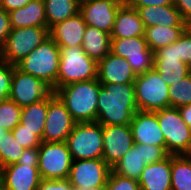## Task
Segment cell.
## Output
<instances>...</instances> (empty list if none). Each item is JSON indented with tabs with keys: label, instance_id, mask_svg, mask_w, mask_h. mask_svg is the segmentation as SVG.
Returning <instances> with one entry per match:
<instances>
[{
	"label": "cell",
	"instance_id": "6da1fadb",
	"mask_svg": "<svg viewBox=\"0 0 191 190\" xmlns=\"http://www.w3.org/2000/svg\"><path fill=\"white\" fill-rule=\"evenodd\" d=\"M96 122L102 126L130 125L138 111L134 83H101Z\"/></svg>",
	"mask_w": 191,
	"mask_h": 190
},
{
	"label": "cell",
	"instance_id": "7a4b0ae2",
	"mask_svg": "<svg viewBox=\"0 0 191 190\" xmlns=\"http://www.w3.org/2000/svg\"><path fill=\"white\" fill-rule=\"evenodd\" d=\"M101 86L96 78L57 88L54 93L76 122H95Z\"/></svg>",
	"mask_w": 191,
	"mask_h": 190
},
{
	"label": "cell",
	"instance_id": "3957f363",
	"mask_svg": "<svg viewBox=\"0 0 191 190\" xmlns=\"http://www.w3.org/2000/svg\"><path fill=\"white\" fill-rule=\"evenodd\" d=\"M59 63V46L49 36L20 61L16 67L22 72L44 81L54 92L57 89Z\"/></svg>",
	"mask_w": 191,
	"mask_h": 190
},
{
	"label": "cell",
	"instance_id": "277c9868",
	"mask_svg": "<svg viewBox=\"0 0 191 190\" xmlns=\"http://www.w3.org/2000/svg\"><path fill=\"white\" fill-rule=\"evenodd\" d=\"M60 63L57 74V88L97 78L98 63L77 47H59Z\"/></svg>",
	"mask_w": 191,
	"mask_h": 190
},
{
	"label": "cell",
	"instance_id": "5b68a950",
	"mask_svg": "<svg viewBox=\"0 0 191 190\" xmlns=\"http://www.w3.org/2000/svg\"><path fill=\"white\" fill-rule=\"evenodd\" d=\"M66 143L72 160L102 159V125L96 121L76 122Z\"/></svg>",
	"mask_w": 191,
	"mask_h": 190
},
{
	"label": "cell",
	"instance_id": "8992f818",
	"mask_svg": "<svg viewBox=\"0 0 191 190\" xmlns=\"http://www.w3.org/2000/svg\"><path fill=\"white\" fill-rule=\"evenodd\" d=\"M134 85L138 110L155 112L170 107L169 85L162 80L155 68L138 74Z\"/></svg>",
	"mask_w": 191,
	"mask_h": 190
},
{
	"label": "cell",
	"instance_id": "52a82bcc",
	"mask_svg": "<svg viewBox=\"0 0 191 190\" xmlns=\"http://www.w3.org/2000/svg\"><path fill=\"white\" fill-rule=\"evenodd\" d=\"M155 112L165 138L167 153L191 155V129L181 118L178 108H163Z\"/></svg>",
	"mask_w": 191,
	"mask_h": 190
},
{
	"label": "cell",
	"instance_id": "ba28073f",
	"mask_svg": "<svg viewBox=\"0 0 191 190\" xmlns=\"http://www.w3.org/2000/svg\"><path fill=\"white\" fill-rule=\"evenodd\" d=\"M49 36L48 27L11 29L5 44L0 48V59L16 66Z\"/></svg>",
	"mask_w": 191,
	"mask_h": 190
},
{
	"label": "cell",
	"instance_id": "9c48e42d",
	"mask_svg": "<svg viewBox=\"0 0 191 190\" xmlns=\"http://www.w3.org/2000/svg\"><path fill=\"white\" fill-rule=\"evenodd\" d=\"M38 151V171L41 179L68 178L73 160L66 142H42Z\"/></svg>",
	"mask_w": 191,
	"mask_h": 190
},
{
	"label": "cell",
	"instance_id": "30bf717a",
	"mask_svg": "<svg viewBox=\"0 0 191 190\" xmlns=\"http://www.w3.org/2000/svg\"><path fill=\"white\" fill-rule=\"evenodd\" d=\"M110 52L125 58L136 75L153 68L154 52L144 36L111 38Z\"/></svg>",
	"mask_w": 191,
	"mask_h": 190
},
{
	"label": "cell",
	"instance_id": "8fae6325",
	"mask_svg": "<svg viewBox=\"0 0 191 190\" xmlns=\"http://www.w3.org/2000/svg\"><path fill=\"white\" fill-rule=\"evenodd\" d=\"M53 92L44 81L13 68L9 99L21 108L47 98Z\"/></svg>",
	"mask_w": 191,
	"mask_h": 190
},
{
	"label": "cell",
	"instance_id": "7c38bea8",
	"mask_svg": "<svg viewBox=\"0 0 191 190\" xmlns=\"http://www.w3.org/2000/svg\"><path fill=\"white\" fill-rule=\"evenodd\" d=\"M76 121L61 100L52 92L48 96V111L42 142H66Z\"/></svg>",
	"mask_w": 191,
	"mask_h": 190
},
{
	"label": "cell",
	"instance_id": "4fadbf2b",
	"mask_svg": "<svg viewBox=\"0 0 191 190\" xmlns=\"http://www.w3.org/2000/svg\"><path fill=\"white\" fill-rule=\"evenodd\" d=\"M111 170L103 159L73 160L67 180L74 189L105 188Z\"/></svg>",
	"mask_w": 191,
	"mask_h": 190
},
{
	"label": "cell",
	"instance_id": "5bb4252c",
	"mask_svg": "<svg viewBox=\"0 0 191 190\" xmlns=\"http://www.w3.org/2000/svg\"><path fill=\"white\" fill-rule=\"evenodd\" d=\"M102 159L113 168L133 147L134 139L130 125L102 126Z\"/></svg>",
	"mask_w": 191,
	"mask_h": 190
},
{
	"label": "cell",
	"instance_id": "9a60e30c",
	"mask_svg": "<svg viewBox=\"0 0 191 190\" xmlns=\"http://www.w3.org/2000/svg\"><path fill=\"white\" fill-rule=\"evenodd\" d=\"M123 4L119 0H81L80 13L87 25L111 34L117 11Z\"/></svg>",
	"mask_w": 191,
	"mask_h": 190
},
{
	"label": "cell",
	"instance_id": "2e32d148",
	"mask_svg": "<svg viewBox=\"0 0 191 190\" xmlns=\"http://www.w3.org/2000/svg\"><path fill=\"white\" fill-rule=\"evenodd\" d=\"M153 68L167 85L176 83L191 73V68L179 58L178 40L154 52Z\"/></svg>",
	"mask_w": 191,
	"mask_h": 190
},
{
	"label": "cell",
	"instance_id": "e0dca14e",
	"mask_svg": "<svg viewBox=\"0 0 191 190\" xmlns=\"http://www.w3.org/2000/svg\"><path fill=\"white\" fill-rule=\"evenodd\" d=\"M41 180L38 167H31V164L15 163L0 168L3 190H37Z\"/></svg>",
	"mask_w": 191,
	"mask_h": 190
},
{
	"label": "cell",
	"instance_id": "ac0fdd59",
	"mask_svg": "<svg viewBox=\"0 0 191 190\" xmlns=\"http://www.w3.org/2000/svg\"><path fill=\"white\" fill-rule=\"evenodd\" d=\"M134 143L165 146V138L159 126L156 112L138 110L130 123Z\"/></svg>",
	"mask_w": 191,
	"mask_h": 190
},
{
	"label": "cell",
	"instance_id": "d6986e66",
	"mask_svg": "<svg viewBox=\"0 0 191 190\" xmlns=\"http://www.w3.org/2000/svg\"><path fill=\"white\" fill-rule=\"evenodd\" d=\"M136 76L125 58L111 52L97 65V79L100 83H134Z\"/></svg>",
	"mask_w": 191,
	"mask_h": 190
},
{
	"label": "cell",
	"instance_id": "ffe728a7",
	"mask_svg": "<svg viewBox=\"0 0 191 190\" xmlns=\"http://www.w3.org/2000/svg\"><path fill=\"white\" fill-rule=\"evenodd\" d=\"M87 24L82 14H78L54 25L50 30V37L59 47L81 46Z\"/></svg>",
	"mask_w": 191,
	"mask_h": 190
},
{
	"label": "cell",
	"instance_id": "44dd1931",
	"mask_svg": "<svg viewBox=\"0 0 191 190\" xmlns=\"http://www.w3.org/2000/svg\"><path fill=\"white\" fill-rule=\"evenodd\" d=\"M171 155L148 164L138 180L141 190H171Z\"/></svg>",
	"mask_w": 191,
	"mask_h": 190
},
{
	"label": "cell",
	"instance_id": "7402d4cb",
	"mask_svg": "<svg viewBox=\"0 0 191 190\" xmlns=\"http://www.w3.org/2000/svg\"><path fill=\"white\" fill-rule=\"evenodd\" d=\"M137 10L144 27L152 26H190L185 22L174 5L131 7Z\"/></svg>",
	"mask_w": 191,
	"mask_h": 190
},
{
	"label": "cell",
	"instance_id": "603a6c76",
	"mask_svg": "<svg viewBox=\"0 0 191 190\" xmlns=\"http://www.w3.org/2000/svg\"><path fill=\"white\" fill-rule=\"evenodd\" d=\"M11 29L47 27L43 0L29 1L24 7L8 12Z\"/></svg>",
	"mask_w": 191,
	"mask_h": 190
},
{
	"label": "cell",
	"instance_id": "cb8c5ba5",
	"mask_svg": "<svg viewBox=\"0 0 191 190\" xmlns=\"http://www.w3.org/2000/svg\"><path fill=\"white\" fill-rule=\"evenodd\" d=\"M111 38L144 36L145 27L136 9L124 3L117 11Z\"/></svg>",
	"mask_w": 191,
	"mask_h": 190
},
{
	"label": "cell",
	"instance_id": "d4e9b609",
	"mask_svg": "<svg viewBox=\"0 0 191 190\" xmlns=\"http://www.w3.org/2000/svg\"><path fill=\"white\" fill-rule=\"evenodd\" d=\"M84 52L97 63L110 53L111 35L87 25L81 44Z\"/></svg>",
	"mask_w": 191,
	"mask_h": 190
},
{
	"label": "cell",
	"instance_id": "484cf974",
	"mask_svg": "<svg viewBox=\"0 0 191 190\" xmlns=\"http://www.w3.org/2000/svg\"><path fill=\"white\" fill-rule=\"evenodd\" d=\"M145 166L143 144L134 143L133 147L112 168V171L138 181Z\"/></svg>",
	"mask_w": 191,
	"mask_h": 190
},
{
	"label": "cell",
	"instance_id": "4316f807",
	"mask_svg": "<svg viewBox=\"0 0 191 190\" xmlns=\"http://www.w3.org/2000/svg\"><path fill=\"white\" fill-rule=\"evenodd\" d=\"M189 26H152L145 27V40L149 48L155 52L162 47L177 41Z\"/></svg>",
	"mask_w": 191,
	"mask_h": 190
},
{
	"label": "cell",
	"instance_id": "83f0119b",
	"mask_svg": "<svg viewBox=\"0 0 191 190\" xmlns=\"http://www.w3.org/2000/svg\"><path fill=\"white\" fill-rule=\"evenodd\" d=\"M47 27L49 30L56 24L80 12V0H43Z\"/></svg>",
	"mask_w": 191,
	"mask_h": 190
},
{
	"label": "cell",
	"instance_id": "f1b7e54d",
	"mask_svg": "<svg viewBox=\"0 0 191 190\" xmlns=\"http://www.w3.org/2000/svg\"><path fill=\"white\" fill-rule=\"evenodd\" d=\"M48 111V97L22 108L20 124L42 139Z\"/></svg>",
	"mask_w": 191,
	"mask_h": 190
},
{
	"label": "cell",
	"instance_id": "f546056e",
	"mask_svg": "<svg viewBox=\"0 0 191 190\" xmlns=\"http://www.w3.org/2000/svg\"><path fill=\"white\" fill-rule=\"evenodd\" d=\"M171 190H191V155H171Z\"/></svg>",
	"mask_w": 191,
	"mask_h": 190
},
{
	"label": "cell",
	"instance_id": "4dcf8cb0",
	"mask_svg": "<svg viewBox=\"0 0 191 190\" xmlns=\"http://www.w3.org/2000/svg\"><path fill=\"white\" fill-rule=\"evenodd\" d=\"M25 148L13 137L12 131L0 139V168L15 164L22 156Z\"/></svg>",
	"mask_w": 191,
	"mask_h": 190
},
{
	"label": "cell",
	"instance_id": "1f68e13d",
	"mask_svg": "<svg viewBox=\"0 0 191 190\" xmlns=\"http://www.w3.org/2000/svg\"><path fill=\"white\" fill-rule=\"evenodd\" d=\"M170 107L178 108L191 104V73L169 85Z\"/></svg>",
	"mask_w": 191,
	"mask_h": 190
},
{
	"label": "cell",
	"instance_id": "d6a6232c",
	"mask_svg": "<svg viewBox=\"0 0 191 190\" xmlns=\"http://www.w3.org/2000/svg\"><path fill=\"white\" fill-rule=\"evenodd\" d=\"M22 108L14 101H0V127L12 131L21 121Z\"/></svg>",
	"mask_w": 191,
	"mask_h": 190
},
{
	"label": "cell",
	"instance_id": "836d02e7",
	"mask_svg": "<svg viewBox=\"0 0 191 190\" xmlns=\"http://www.w3.org/2000/svg\"><path fill=\"white\" fill-rule=\"evenodd\" d=\"M13 137L20 143V146L27 148H39L42 139L29 129H25L20 123L12 130Z\"/></svg>",
	"mask_w": 191,
	"mask_h": 190
},
{
	"label": "cell",
	"instance_id": "e575fe53",
	"mask_svg": "<svg viewBox=\"0 0 191 190\" xmlns=\"http://www.w3.org/2000/svg\"><path fill=\"white\" fill-rule=\"evenodd\" d=\"M104 190H141V188L137 180L120 176L111 170Z\"/></svg>",
	"mask_w": 191,
	"mask_h": 190
},
{
	"label": "cell",
	"instance_id": "d590c367",
	"mask_svg": "<svg viewBox=\"0 0 191 190\" xmlns=\"http://www.w3.org/2000/svg\"><path fill=\"white\" fill-rule=\"evenodd\" d=\"M14 67V65L0 59V101L9 99Z\"/></svg>",
	"mask_w": 191,
	"mask_h": 190
},
{
	"label": "cell",
	"instance_id": "8d00e7d4",
	"mask_svg": "<svg viewBox=\"0 0 191 190\" xmlns=\"http://www.w3.org/2000/svg\"><path fill=\"white\" fill-rule=\"evenodd\" d=\"M178 53L181 61L191 68V25L178 39Z\"/></svg>",
	"mask_w": 191,
	"mask_h": 190
},
{
	"label": "cell",
	"instance_id": "74e56055",
	"mask_svg": "<svg viewBox=\"0 0 191 190\" xmlns=\"http://www.w3.org/2000/svg\"><path fill=\"white\" fill-rule=\"evenodd\" d=\"M144 163L146 165L159 162L166 158L169 154L165 146H154L143 144Z\"/></svg>",
	"mask_w": 191,
	"mask_h": 190
},
{
	"label": "cell",
	"instance_id": "f35d334b",
	"mask_svg": "<svg viewBox=\"0 0 191 190\" xmlns=\"http://www.w3.org/2000/svg\"><path fill=\"white\" fill-rule=\"evenodd\" d=\"M37 190H74L67 179L64 180H45L42 179Z\"/></svg>",
	"mask_w": 191,
	"mask_h": 190
},
{
	"label": "cell",
	"instance_id": "ab89813d",
	"mask_svg": "<svg viewBox=\"0 0 191 190\" xmlns=\"http://www.w3.org/2000/svg\"><path fill=\"white\" fill-rule=\"evenodd\" d=\"M10 31L9 14L0 7V48L5 44Z\"/></svg>",
	"mask_w": 191,
	"mask_h": 190
},
{
	"label": "cell",
	"instance_id": "60d3db41",
	"mask_svg": "<svg viewBox=\"0 0 191 190\" xmlns=\"http://www.w3.org/2000/svg\"><path fill=\"white\" fill-rule=\"evenodd\" d=\"M39 151L38 148H27L22 153L17 164H31V167H38Z\"/></svg>",
	"mask_w": 191,
	"mask_h": 190
},
{
	"label": "cell",
	"instance_id": "b9f144b4",
	"mask_svg": "<svg viewBox=\"0 0 191 190\" xmlns=\"http://www.w3.org/2000/svg\"><path fill=\"white\" fill-rule=\"evenodd\" d=\"M173 5L179 10L182 19L191 25V0H173Z\"/></svg>",
	"mask_w": 191,
	"mask_h": 190
},
{
	"label": "cell",
	"instance_id": "7bdbcfd3",
	"mask_svg": "<svg viewBox=\"0 0 191 190\" xmlns=\"http://www.w3.org/2000/svg\"><path fill=\"white\" fill-rule=\"evenodd\" d=\"M129 7L173 5V0H127Z\"/></svg>",
	"mask_w": 191,
	"mask_h": 190
},
{
	"label": "cell",
	"instance_id": "ee69618b",
	"mask_svg": "<svg viewBox=\"0 0 191 190\" xmlns=\"http://www.w3.org/2000/svg\"><path fill=\"white\" fill-rule=\"evenodd\" d=\"M29 1L32 0H0V7L6 12H10L24 7Z\"/></svg>",
	"mask_w": 191,
	"mask_h": 190
},
{
	"label": "cell",
	"instance_id": "f6af8a7d",
	"mask_svg": "<svg viewBox=\"0 0 191 190\" xmlns=\"http://www.w3.org/2000/svg\"><path fill=\"white\" fill-rule=\"evenodd\" d=\"M178 111L185 124L191 129V104L178 107Z\"/></svg>",
	"mask_w": 191,
	"mask_h": 190
},
{
	"label": "cell",
	"instance_id": "bcb514c9",
	"mask_svg": "<svg viewBox=\"0 0 191 190\" xmlns=\"http://www.w3.org/2000/svg\"><path fill=\"white\" fill-rule=\"evenodd\" d=\"M8 130L0 127V139L7 134Z\"/></svg>",
	"mask_w": 191,
	"mask_h": 190
},
{
	"label": "cell",
	"instance_id": "7dc6e473",
	"mask_svg": "<svg viewBox=\"0 0 191 190\" xmlns=\"http://www.w3.org/2000/svg\"><path fill=\"white\" fill-rule=\"evenodd\" d=\"M74 190H104V188H77Z\"/></svg>",
	"mask_w": 191,
	"mask_h": 190
},
{
	"label": "cell",
	"instance_id": "c3c4849f",
	"mask_svg": "<svg viewBox=\"0 0 191 190\" xmlns=\"http://www.w3.org/2000/svg\"><path fill=\"white\" fill-rule=\"evenodd\" d=\"M119 1H121L122 3H126L127 2V0H119Z\"/></svg>",
	"mask_w": 191,
	"mask_h": 190
}]
</instances>
